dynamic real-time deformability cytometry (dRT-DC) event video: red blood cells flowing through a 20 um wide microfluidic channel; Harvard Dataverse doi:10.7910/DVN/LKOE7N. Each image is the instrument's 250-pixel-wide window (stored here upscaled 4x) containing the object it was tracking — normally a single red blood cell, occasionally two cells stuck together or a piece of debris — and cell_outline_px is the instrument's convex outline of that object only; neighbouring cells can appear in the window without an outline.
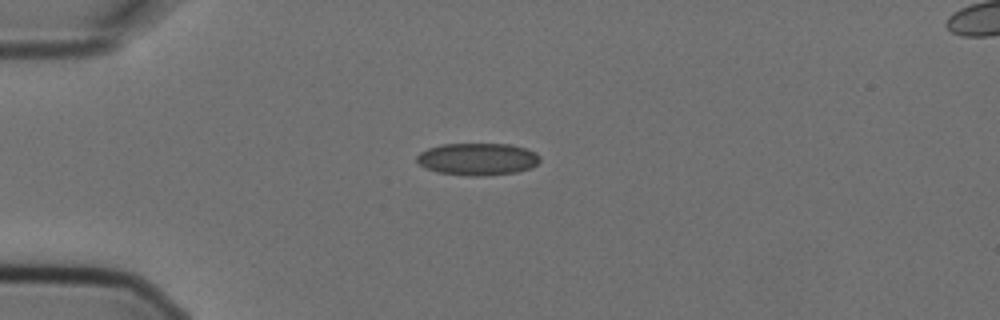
{"species": "Egyptian fruit bat (a non-hibernating species)", "species_latin": "Rousettus aegyptiacus", "temperature_condition": "cold", "stored_images_in_passage": 6, "camera_frame_rate_fps": 3000, "um_per_image_px": 0.085, "animal": {"sex": "female"}, "frame": {"image": 1, "passage_image": 3, "time_ms": 0.667, "image_size_px": [1000, 320], "cell_outline_px": [[540, 160], [536, 164], [528, 168], [516, 172], [480, 176], [468, 176], [436, 172], [424, 168], [416, 160], [416, 156], [420, 152], [428, 148], [440, 144], [508, 144], [524, 148], [536, 152], [540, 156]], "centroid_in_image_um": [40.55, 13.52], "position_along_channel_um": 44.5, "area_um2": 23.12}}
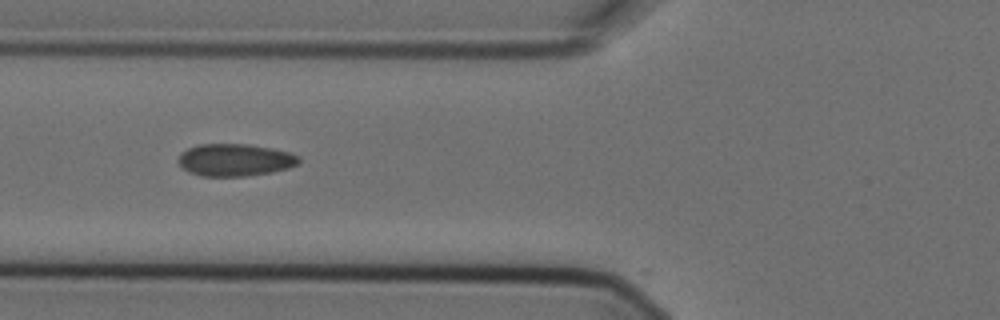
{"frame": {"image": 2, "passage_image": 5, "time_ms": 1.333, "image_size_px": [1000, 320], "cell_outline_px": [[300, 160], [296, 164], [288, 168], [272, 172], [248, 176], [200, 176], [188, 172], [176, 160], [180, 152], [188, 148], [200, 144], [244, 144], [272, 148], [288, 152], [300, 156]], "centroid_in_image_um": [19.94, 13.6], "position_along_channel_um": 105.9, "area_um2": 22.77}}
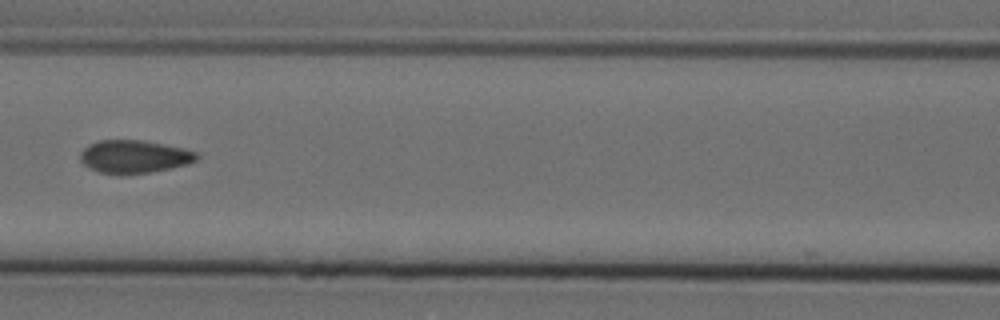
{"frame": {"image": 3, "passage_image": 6, "time_ms": 1.667, "image_size_px": [1000, 320], "cell_outline_px": [[200, 156], [196, 160], [188, 164], [148, 172], [100, 172], [88, 168], [80, 160], [80, 152], [88, 144], [96, 140], [144, 140], [184, 148], [196, 152]], "centroid_in_image_um": [11.4, 13.27], "position_along_channel_um": 155.2, "area_um2": 21.96}}